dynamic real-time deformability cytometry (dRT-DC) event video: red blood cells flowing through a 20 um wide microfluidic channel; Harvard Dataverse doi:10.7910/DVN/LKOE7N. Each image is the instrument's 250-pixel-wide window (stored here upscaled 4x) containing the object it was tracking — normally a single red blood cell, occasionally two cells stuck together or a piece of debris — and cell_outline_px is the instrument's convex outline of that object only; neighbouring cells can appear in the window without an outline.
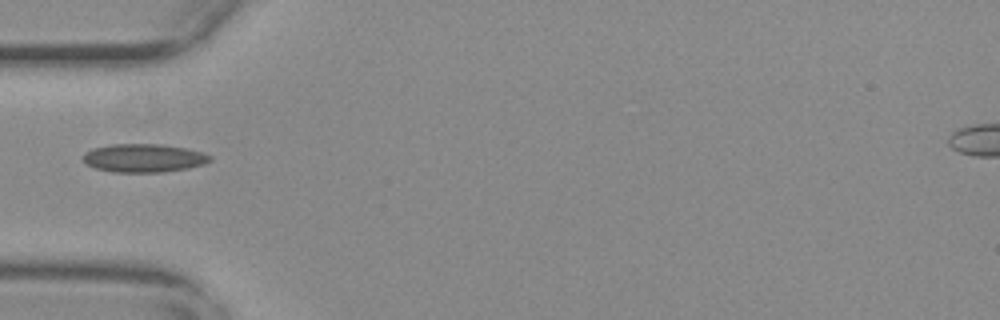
{"species": "common noctule bat (a hibernating species)", "species_latin": "Nyctalus noctula", "temperature_condition": "warm", "stored_images_in_passage": 38, "camera_frame_rate_fps": 3000, "um_per_image_px": 0.085, "animal": {"sex": "female", "body_mass_g": 29.2, "forearm_length_mm": 56.3}, "frame": {"image": 1, "passage_image": 1, "time_ms": 0.0, "image_size_px": [1000, 320], "cell_outline_px": [[212, 160], [204, 164], [188, 168], [164, 172], [112, 172], [96, 168], [88, 164], [84, 160], [84, 152], [92, 148], [112, 144], [164, 144], [184, 148], [200, 152], [212, 156]], "centroid_in_image_um": [12.23, 13.43], "position_along_channel_um": 72.8, "area_um2": 20.92}}
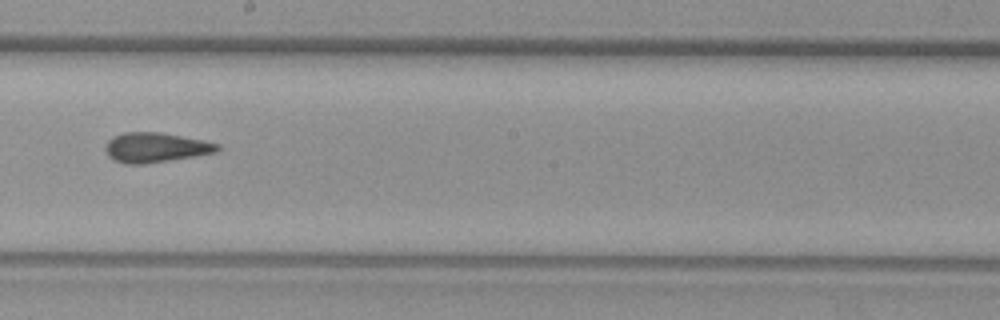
{"frame": {"image": 2, "passage_image": 14, "time_ms": 4.333, "image_size_px": [1000, 320], "cell_outline_px": [[220, 148], [216, 152], [144, 164], [124, 164], [112, 160], [108, 156], [104, 148], [108, 140], [112, 136], [124, 132], [160, 132], [204, 140], [220, 144]], "centroid_in_image_um": [13.17, 12.53], "position_along_channel_um": 235.0, "area_um2": 19.48}}
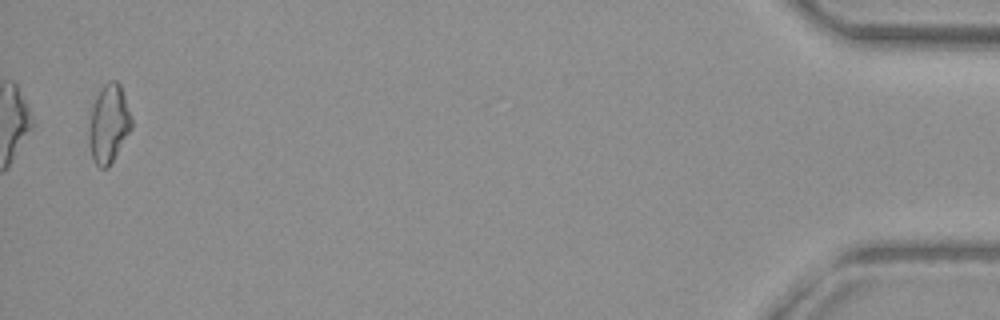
{"frame": {"image": 3, "passage_image": 37, "time_ms": 12.0, "image_size_px": [1000, 320], "cell_outline_px": [[132, 128], [108, 168], [100, 168], [92, 160], [88, 140], [88, 128], [92, 108], [96, 96], [100, 88], [108, 80], [116, 80], [120, 84], [132, 116]], "centroid_in_image_um": [9.23, 10.52], "position_along_channel_um": 426.0, "area_um2": 19.65}}